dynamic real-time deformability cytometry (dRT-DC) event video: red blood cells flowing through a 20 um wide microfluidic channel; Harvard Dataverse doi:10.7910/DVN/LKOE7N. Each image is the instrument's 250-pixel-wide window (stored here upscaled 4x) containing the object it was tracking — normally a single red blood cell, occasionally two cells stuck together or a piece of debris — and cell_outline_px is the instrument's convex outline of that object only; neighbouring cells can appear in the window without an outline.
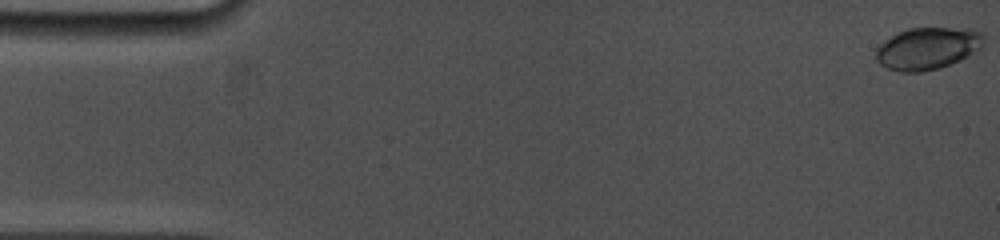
{"species": "common noctule bat (a hibernating species)", "species_latin": "Nyctalus noctula", "temperature_condition": "cold", "stored_images_in_passage": 99, "camera_frame_rate_fps": 5000, "um_per_image_px": 0.085, "animal": {"sex": "female", "body_mass_g": 19.0, "forearm_length_mm": 53.3}, "frame": {"image": 1, "passage_image": 1, "time_ms": 0.0, "image_size_px": [1000, 240], "cell_outline_px": [[984, 44], [980, 48], [960, 60], [936, 68], [920, 72], [900, 72], [888, 68], [880, 64], [876, 60], [876, 48], [884, 40], [908, 28], [972, 28], [980, 32], [984, 36]], "centroid_in_image_um": [78.84, 4.1], "position_along_channel_um": 6.2, "area_um2": 26.3}}
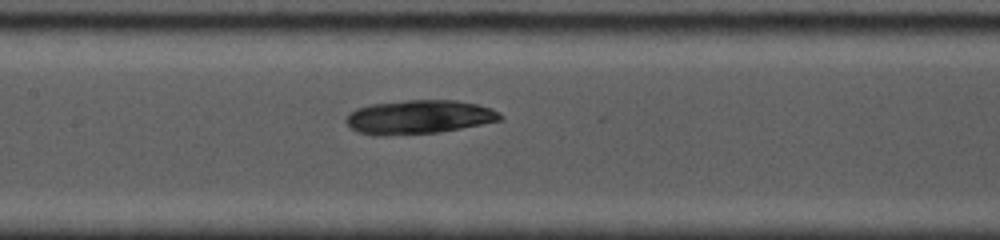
{"frame": {"image": 2, "passage_image": 47, "time_ms": 8.0, "image_size_px": [1000, 240], "cell_outline_px": [[504, 120], [440, 132], [384, 136], [376, 136], [360, 132], [352, 128], [344, 120], [356, 108], [372, 104], [408, 100], [456, 100], [476, 104], [492, 108], [500, 112], [504, 116]], "centroid_in_image_um": [35.67, 9.95], "position_along_channel_um": 171.7, "area_um2": 30.52}}
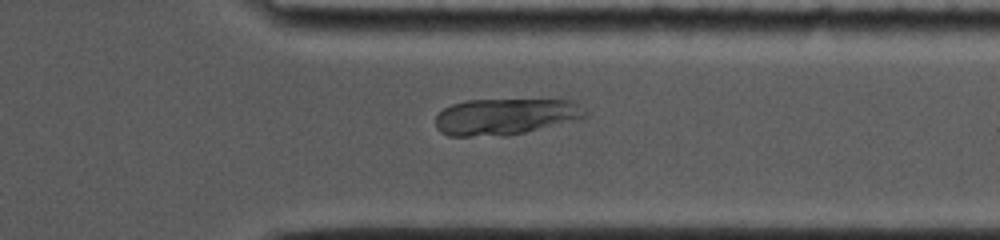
{"frame": {"image": 3, "passage_image": 85, "time_ms": 13.2, "image_size_px": [1000, 240], "cell_outline_px": [[588, 116], [508, 136], [448, 136], [440, 132], [436, 128], [436, 116], [444, 108], [452, 104], [464, 100], [572, 100], [580, 104], [588, 112]], "centroid_in_image_um": [42.92, 9.91], "position_along_channel_um": 368.5, "area_um2": 31.67}, "authors_computed_cell_mechanics": {"area_um2": 29.9982, "velocity_mm_per_s": 3.7863, "shape_relaxation_time_tau1_ms": 2.2568, "shape_relaxation_time_tau2_ms": null, "deformation_change_tau1": 0.0803, "deformation_change_tau2": null}}